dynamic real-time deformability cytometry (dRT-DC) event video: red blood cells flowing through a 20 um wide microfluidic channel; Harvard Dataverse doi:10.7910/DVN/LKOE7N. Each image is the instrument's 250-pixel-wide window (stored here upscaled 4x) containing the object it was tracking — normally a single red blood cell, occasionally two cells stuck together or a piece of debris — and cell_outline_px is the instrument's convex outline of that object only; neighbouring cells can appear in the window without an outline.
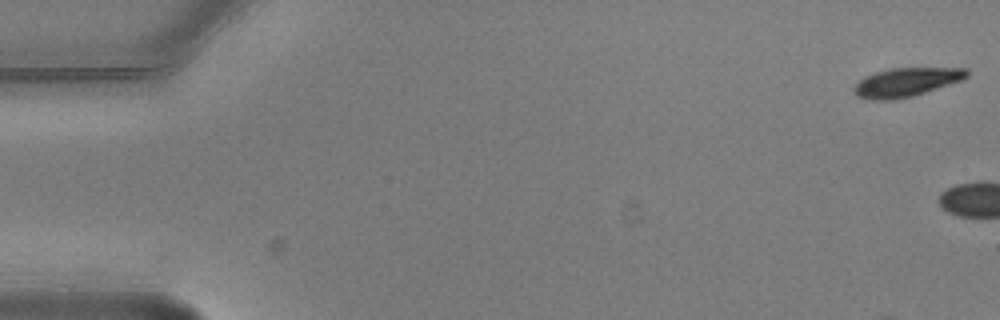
{"species": "common noctule bat (a hibernating species)", "species_latin": "Nyctalus noctula", "temperature_condition": "warm", "stored_images_in_passage": 8, "camera_frame_rate_fps": 3000, "um_per_image_px": 0.085, "animal": {"sex": "male", "body_mass_g": 20.5, "forearm_length_mm": 52.5}, "frame": {"image": 1, "passage_image": 1, "time_ms": 0.0, "image_size_px": [1000, 320], "cell_outline_px": [[968, 76], [964, 80], [912, 96], [896, 100], [872, 100], [856, 96], [852, 88], [860, 80], [876, 72], [892, 68], [968, 68]], "centroid_in_image_um": [77.05, 6.99], "position_along_channel_um": 7.9, "area_um2": 18.9}}